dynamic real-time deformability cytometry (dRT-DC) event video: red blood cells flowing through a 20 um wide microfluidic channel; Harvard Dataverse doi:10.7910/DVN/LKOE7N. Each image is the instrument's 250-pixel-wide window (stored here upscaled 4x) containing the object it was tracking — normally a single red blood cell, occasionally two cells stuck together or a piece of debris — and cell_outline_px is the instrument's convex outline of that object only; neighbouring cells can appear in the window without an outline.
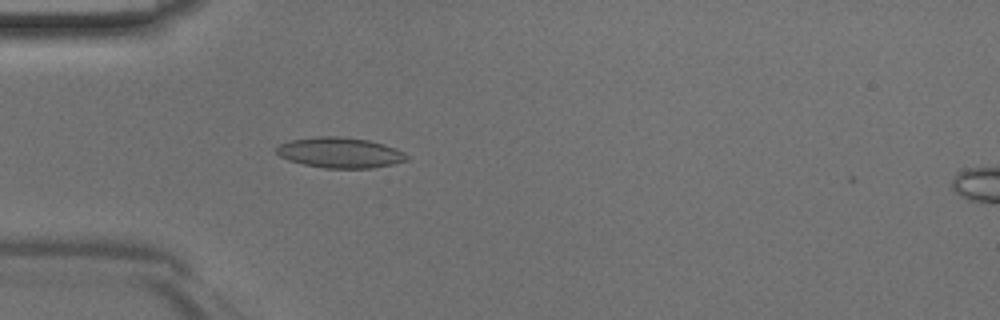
{"species": "Egyptian fruit bat (a non-hibernating species)", "species_latin": "Rousettus aegyptiacus", "temperature_condition": "room temperature", "stored_images_in_passage": 39, "camera_frame_rate_fps": 3000, "um_per_image_px": 0.085, "animal": {"sex": "male"}, "frame": {"image": 1, "passage_image": 7, "time_ms": 2.0, "image_size_px": [1000, 320], "cell_outline_px": [[408, 160], [392, 164], [372, 168], [324, 168], [304, 164], [288, 160], [280, 156], [276, 152], [276, 148], [280, 144], [288, 140], [316, 136], [340, 136], [368, 140], [396, 148], [404, 152], [408, 156]], "centroid_in_image_um": [28.88, 12.97], "position_along_channel_um": 56.1, "area_um2": 23.18}}
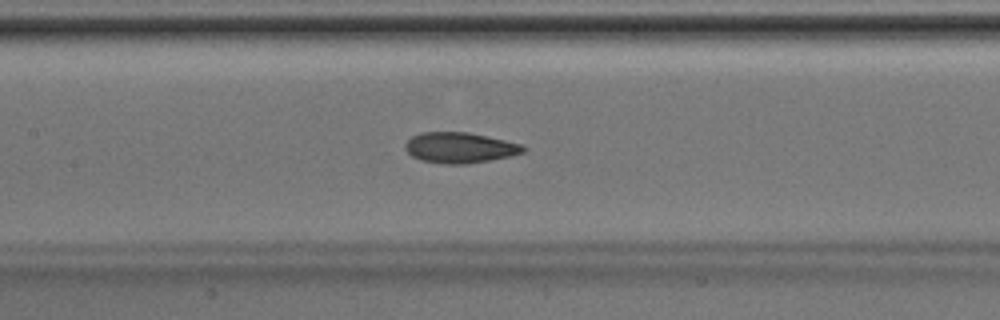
{"frame": {"image": 2, "passage_image": 15, "time_ms": 4.667, "image_size_px": [1000, 320], "cell_outline_px": [[528, 148], [524, 152], [508, 156], [488, 160], [464, 164], [448, 164], [420, 160], [412, 156], [404, 148], [404, 144], [412, 136], [420, 132], [468, 132], [488, 136], [520, 144]], "centroid_in_image_um": [39.05, 12.54], "position_along_channel_um": 168.3, "area_um2": 20.92}}
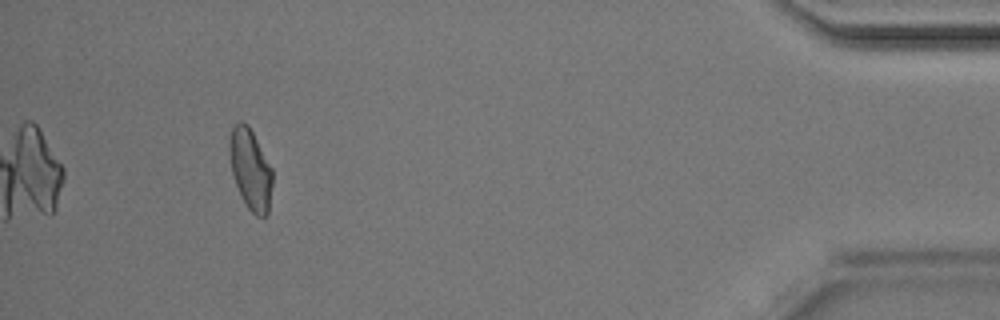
{"frame": {"image": 3, "passage_image": 36, "time_ms": 11.667, "image_size_px": [1000, 320], "cell_outline_px": [[272, 184], [268, 212], [264, 220], [256, 216], [248, 208], [236, 184], [232, 172], [228, 152], [228, 148], [232, 128], [240, 120], [244, 120], [248, 124], [272, 168]], "centroid_in_image_um": [21.29, 14.39], "position_along_channel_um": 413.9, "area_um2": 20.17}}